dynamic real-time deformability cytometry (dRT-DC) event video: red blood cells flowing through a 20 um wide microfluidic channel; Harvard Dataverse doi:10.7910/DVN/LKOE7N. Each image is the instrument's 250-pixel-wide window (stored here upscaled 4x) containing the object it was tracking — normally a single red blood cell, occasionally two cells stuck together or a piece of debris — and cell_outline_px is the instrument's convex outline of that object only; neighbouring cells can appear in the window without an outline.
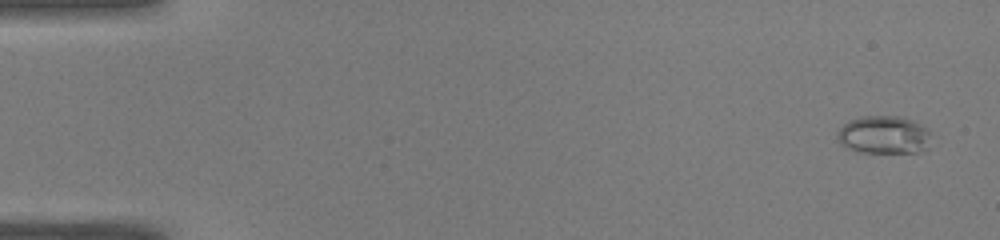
{"species": "common noctule bat (a hibernating species)", "species_latin": "Nyctalus noctula", "temperature_condition": "warm", "stored_images_in_passage": 51, "camera_frame_rate_fps": 3000, "um_per_image_px": 0.085, "animal": {"sex": "male", "body_mass_g": 19.0, "forearm_length_mm": 50.8}, "frame": {"image": 1, "passage_image": 3, "time_ms": 0.667, "image_size_px": [1000, 240], "cell_outline_px": [[928, 148], [920, 152], [856, 152], [844, 148], [840, 144], [836, 136], [836, 132], [848, 120], [860, 116], [900, 116], [912, 120], [928, 128]], "centroid_in_image_um": [75.06, 11.46], "position_along_channel_um": 9.9, "area_um2": 20.98}}
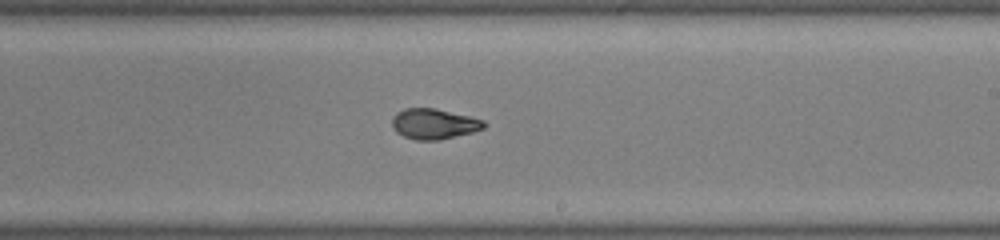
{"frame": {"image": 2, "passage_image": 31, "time_ms": 10.0, "image_size_px": [1000, 240], "cell_outline_px": [[484, 128], [472, 132], [440, 140], [416, 140], [404, 136], [396, 132], [392, 128], [392, 116], [396, 112], [404, 108], [436, 108], [484, 120]], "centroid_in_image_um": [36.84, 10.52], "position_along_channel_um": 252.2, "area_um2": 16.3}}
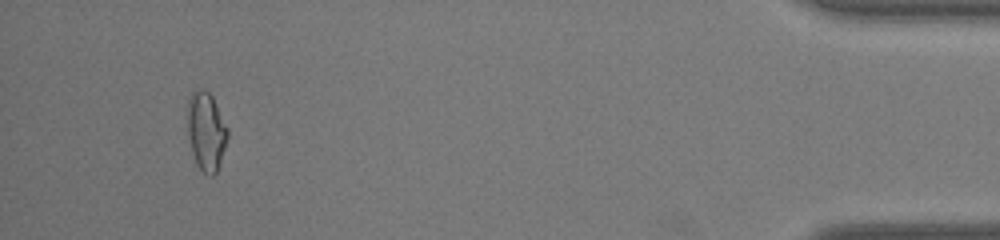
{"frame": {"image": 3, "passage_image": 48, "time_ms": 15.667, "image_size_px": [1000, 240], "cell_outline_px": [[228, 136], [216, 172], [212, 176], [208, 176], [196, 164], [192, 152], [188, 136], [188, 100], [192, 92], [200, 88], [208, 92], [212, 96], [228, 128]], "centroid_in_image_um": [17.52, 11.15], "position_along_channel_um": 417.7, "area_um2": 18.09}, "authors_computed_cell_mechanics": {"area_um2": 17.2822, "velocity_mm_per_s": 4.1022, "shape_relaxation_time_tau1_ms": null, "shape_relaxation_time_tau2_ms": 1.0689, "deformation_change_tau1": null, "deformation_change_tau2": 0.0578}}